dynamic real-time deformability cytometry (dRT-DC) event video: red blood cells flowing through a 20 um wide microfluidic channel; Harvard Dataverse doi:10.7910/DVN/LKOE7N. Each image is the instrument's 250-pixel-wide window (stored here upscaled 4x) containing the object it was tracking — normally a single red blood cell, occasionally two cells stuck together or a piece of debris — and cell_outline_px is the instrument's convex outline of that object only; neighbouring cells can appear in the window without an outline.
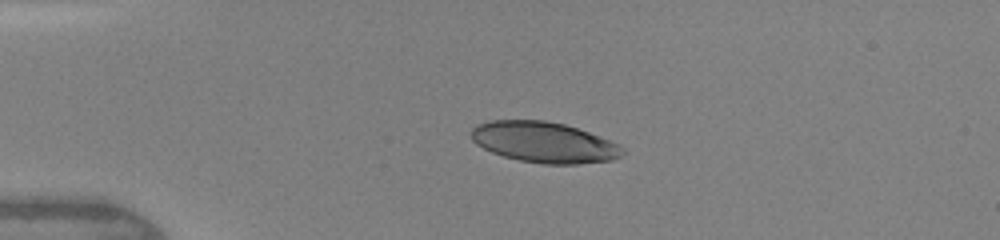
{"species": "human", "species_latin": "Homo sapiens", "temperature_condition": "warm", "stored_images_in_passage": 9, "camera_frame_rate_fps": 3000, "um_per_image_px": 0.085, "donor": {"sex": "female"}, "frame": {"image": 1, "passage_image": 1, "time_ms": 0.0, "image_size_px": [1000, 240], "cell_outline_px": [[624, 152], [620, 156], [612, 160], [576, 164], [544, 164], [520, 160], [504, 156], [492, 152], [476, 144], [472, 140], [468, 132], [476, 124], [492, 120], [544, 120], [564, 124], [588, 132], [620, 144], [624, 148]], "centroid_in_image_um": [46.21, 12.09], "position_along_channel_um": 38.8, "area_um2": 35.95}}